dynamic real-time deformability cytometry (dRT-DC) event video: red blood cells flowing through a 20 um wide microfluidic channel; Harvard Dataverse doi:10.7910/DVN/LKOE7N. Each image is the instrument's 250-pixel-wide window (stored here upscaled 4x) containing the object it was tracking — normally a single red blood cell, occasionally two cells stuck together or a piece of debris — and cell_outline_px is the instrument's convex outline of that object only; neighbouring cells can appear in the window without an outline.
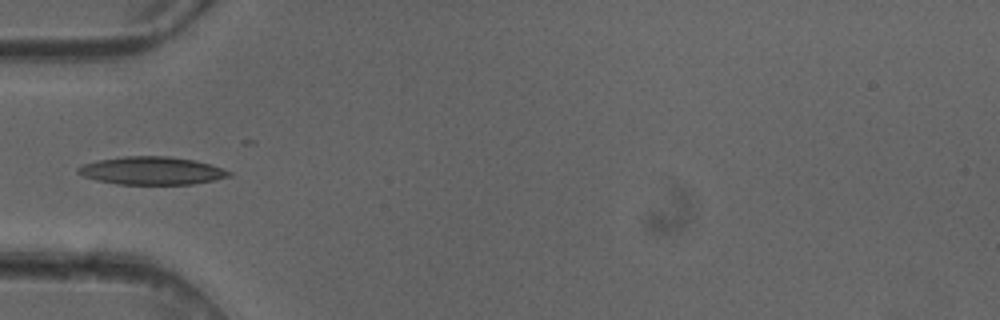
{"species": "common noctule bat (a hibernating species)", "species_latin": "Nyctalus noctula", "temperature_condition": "cold", "stored_images_in_passage": 8, "camera_frame_rate_fps": 3000, "um_per_image_px": 0.085, "animal": {"sex": "female"}, "frame": {"image": 1, "passage_image": 6, "time_ms": 1.667, "image_size_px": [1000, 320], "cell_outline_px": [[232, 176], [192, 184], [116, 184], [96, 180], [84, 176], [76, 172], [76, 168], [84, 164], [100, 160], [124, 156], [168, 156], [196, 160], [232, 172]], "centroid_in_image_um": [12.88, 14.51], "position_along_channel_um": 72.1, "area_um2": 24.39}}
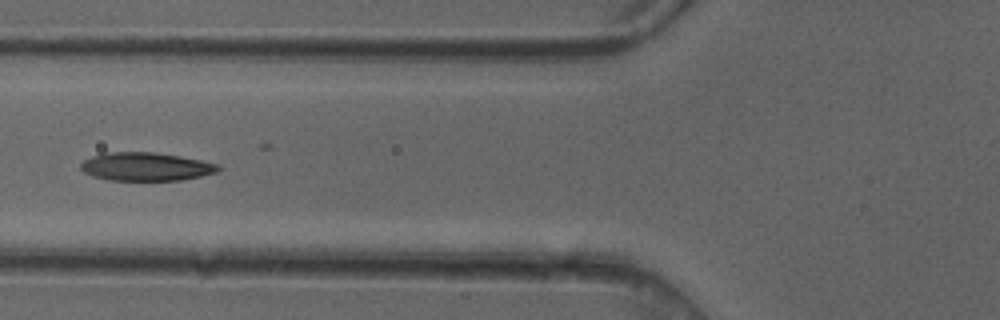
{"frame": {"image": 2, "passage_image": 7, "time_ms": 2.0, "image_size_px": [1000, 320], "cell_outline_px": [[220, 168], [216, 172], [200, 176], [180, 180], [108, 180], [92, 176], [84, 172], [80, 168], [80, 164], [84, 160], [92, 156], [104, 152], [152, 152], [180, 156], [220, 164]], "centroid_in_image_um": [12.37, 14.16], "position_along_channel_um": 113.4, "area_um2": 22.66}}